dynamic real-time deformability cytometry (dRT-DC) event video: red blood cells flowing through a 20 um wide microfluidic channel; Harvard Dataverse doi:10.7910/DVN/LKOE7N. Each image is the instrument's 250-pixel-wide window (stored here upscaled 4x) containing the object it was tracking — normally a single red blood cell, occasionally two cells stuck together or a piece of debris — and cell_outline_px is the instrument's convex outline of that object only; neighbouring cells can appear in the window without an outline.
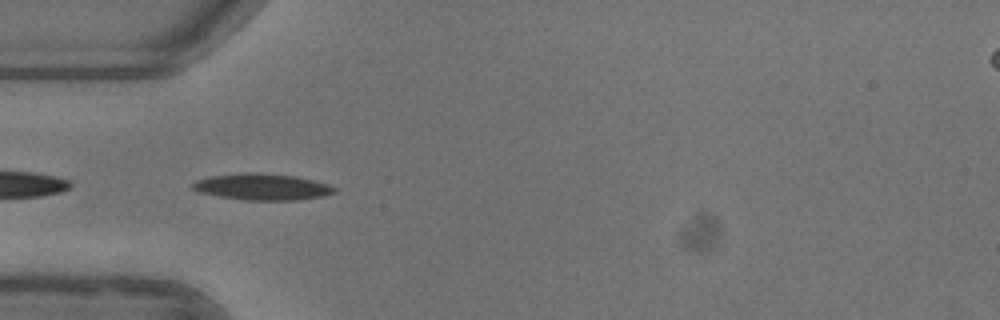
{"species": "common noctule bat (a hibernating species)", "species_latin": "Nyctalus noctula", "temperature_condition": "warm", "stored_images_in_passage": 37, "camera_frame_rate_fps": 3000, "um_per_image_px": 0.085, "animal": {"sex": "female"}, "frame": {"image": 1, "passage_image": 1, "time_ms": 0.0, "image_size_px": [1000, 320], "cell_outline_px": [[336, 192], [324, 196], [296, 200], [244, 200], [220, 196], [200, 192], [192, 188], [192, 184], [196, 180], [212, 176], [248, 172], [296, 176], [328, 184], [336, 188]], "centroid_in_image_um": [22.31, 15.89], "position_along_channel_um": 62.7, "area_um2": 21.56}, "authors_computed_cell_mechanics": {"area_um2": 20.0566, "velocity_mm_per_s": 3.929, "shape_relaxation_time_tau1_ms": 4.6427, "shape_relaxation_time_tau2_ms": null, "deformation_change_tau1": 0.165, "deformation_change_tau2": null}}